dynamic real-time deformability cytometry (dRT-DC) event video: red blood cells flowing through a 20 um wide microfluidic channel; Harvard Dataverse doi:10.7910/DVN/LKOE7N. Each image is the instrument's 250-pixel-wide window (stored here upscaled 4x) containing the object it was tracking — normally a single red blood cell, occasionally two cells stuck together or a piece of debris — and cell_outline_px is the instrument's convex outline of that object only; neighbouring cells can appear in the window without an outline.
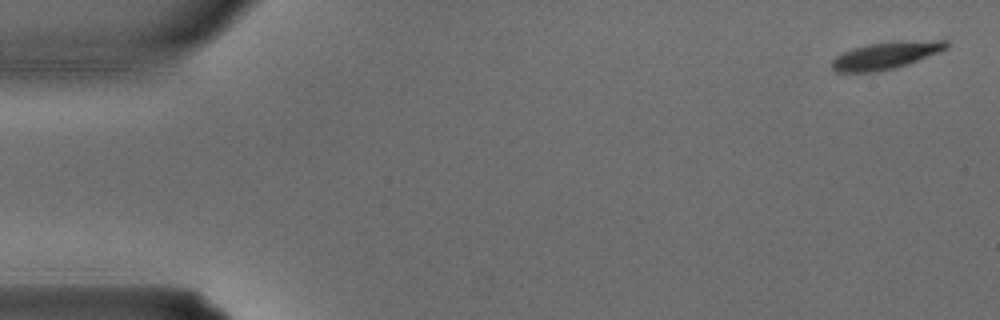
{"species": "common noctule bat (a hibernating species)", "species_latin": "Nyctalus noctula", "temperature_condition": "warm", "stored_images_in_passage": 3, "camera_frame_rate_fps": 3000, "um_per_image_px": 0.085, "animal": {"sex": "male", "body_mass_g": 15.6}, "frame": {"image": 1, "passage_image": 1, "time_ms": 0.0, "image_size_px": [1000, 320], "cell_outline_px": [[948, 48], [940, 52], [908, 64], [876, 72], [836, 72], [832, 68], [832, 60], [836, 56], [844, 52], [856, 48], [872, 44], [936, 40], [948, 40]], "centroid_in_image_um": [75.31, 4.74], "position_along_channel_um": 9.7, "area_um2": 17.51}}